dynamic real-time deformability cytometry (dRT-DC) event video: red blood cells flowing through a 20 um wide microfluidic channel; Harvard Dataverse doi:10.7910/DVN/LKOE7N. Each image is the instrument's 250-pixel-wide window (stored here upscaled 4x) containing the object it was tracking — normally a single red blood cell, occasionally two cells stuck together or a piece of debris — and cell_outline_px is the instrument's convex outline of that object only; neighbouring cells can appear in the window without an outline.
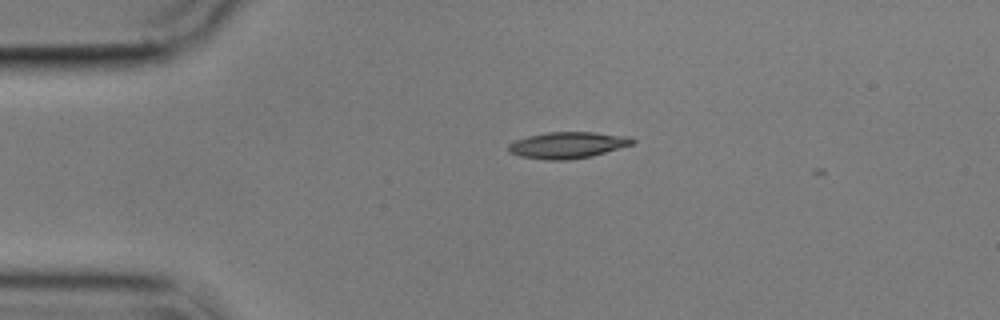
{"species": "common noctule bat (a hibernating species)", "species_latin": "Nyctalus noctula", "temperature_condition": "cold", "stored_images_in_passage": 15, "camera_frame_rate_fps": 3000, "um_per_image_px": 0.085, "animal": {"sex": "male", "body_mass_g": 17.9}, "frame": {"image": 1, "passage_image": 6, "time_ms": 1.667, "image_size_px": [1000, 320], "cell_outline_px": [[636, 140], [632, 144], [592, 156], [568, 160], [544, 160], [520, 156], [508, 152], [508, 144], [516, 140], [528, 136], [548, 132], [592, 132], [632, 136]], "centroid_in_image_um": [48.25, 12.33], "position_along_channel_um": 36.8, "area_um2": 19.13}}
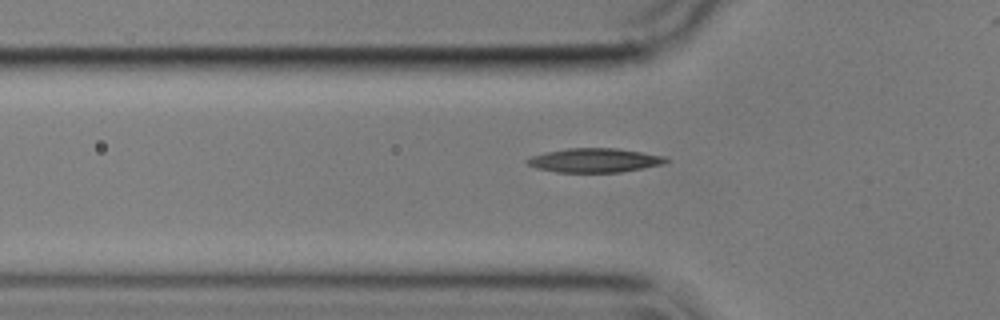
{"frame": {"image": 2, "passage_image": 12, "time_ms": 3.667, "image_size_px": [1000, 320], "cell_outline_px": [[668, 160], [664, 164], [620, 172], [556, 172], [536, 168], [528, 164], [524, 160], [532, 156], [544, 152], [568, 148], [616, 148], [664, 156]], "centroid_in_image_um": [50.5, 13.62], "position_along_channel_um": 75.3, "area_um2": 19.36}}